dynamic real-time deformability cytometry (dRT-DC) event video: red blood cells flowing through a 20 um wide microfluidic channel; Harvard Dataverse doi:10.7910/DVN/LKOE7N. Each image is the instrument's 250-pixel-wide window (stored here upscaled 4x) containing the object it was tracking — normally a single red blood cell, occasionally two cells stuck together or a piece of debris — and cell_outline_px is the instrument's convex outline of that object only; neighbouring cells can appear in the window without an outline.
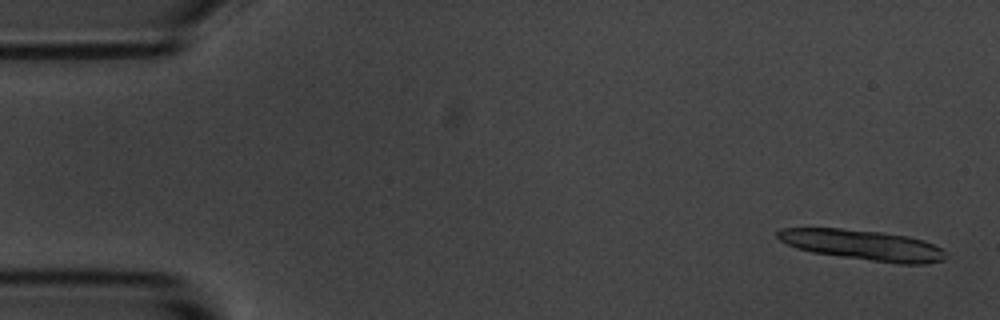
{"species": "common noctule bat (a hibernating species)", "species_latin": "Nyctalus noctula", "temperature_condition": "room temperature", "stored_images_in_passage": 14, "camera_frame_rate_fps": 3000, "um_per_image_px": 0.085, "animal": {"sex": "male", "body_mass_g": 20.1, "forearm_length_mm": 53.5}, "frame": {"image": 1, "passage_image": 2, "time_ms": 0.333, "image_size_px": [1000, 320], "cell_outline_px": [[944, 260], [924, 264], [900, 264], [812, 252], [796, 248], [780, 240], [776, 236], [776, 232], [780, 228], [840, 228], [880, 232], [908, 236], [924, 240], [940, 248], [944, 252]], "centroid_in_image_um": [73.32, 20.82], "position_along_channel_um": 11.7, "area_um2": 29.42}}